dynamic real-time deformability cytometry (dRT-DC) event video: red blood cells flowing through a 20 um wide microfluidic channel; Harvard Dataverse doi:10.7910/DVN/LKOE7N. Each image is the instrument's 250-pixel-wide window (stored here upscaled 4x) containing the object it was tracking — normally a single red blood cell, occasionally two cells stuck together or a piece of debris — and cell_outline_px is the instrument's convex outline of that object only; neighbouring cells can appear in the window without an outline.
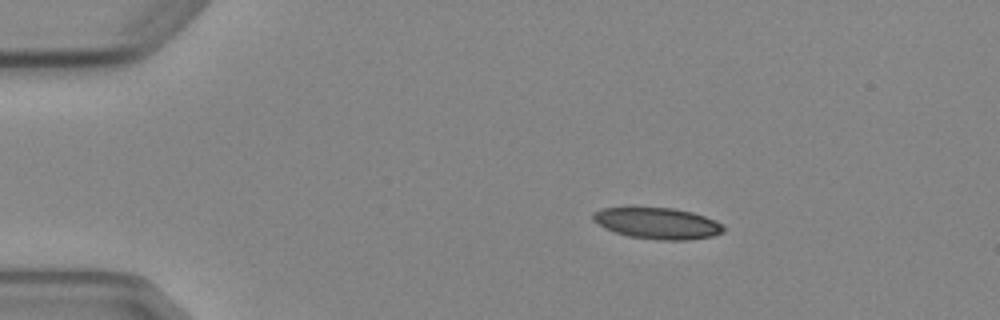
{"species": "Egyptian fruit bat (a non-hibernating species)", "species_latin": "Rousettus aegyptiacus", "temperature_condition": "cold", "stored_images_in_passage": 7, "camera_frame_rate_fps": 3000, "um_per_image_px": 0.085, "animal": {"sex": "female"}, "frame": {"image": 1, "passage_image": 1, "time_ms": 0.0, "image_size_px": [1000, 320], "cell_outline_px": [[724, 232], [712, 236], [688, 240], [660, 240], [628, 236], [604, 228], [592, 220], [592, 212], [604, 208], [628, 204], [632, 204], [672, 208], [692, 212], [704, 216], [724, 224]], "centroid_in_image_um": [55.81, 18.93], "position_along_channel_um": 29.2, "area_um2": 24.74}}
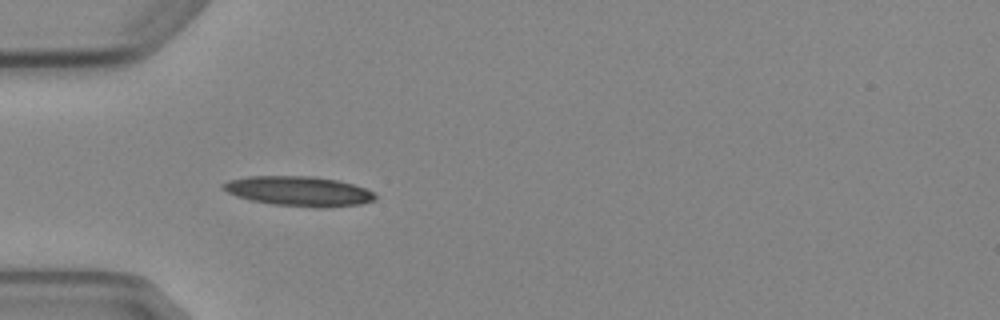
{"frame": {"image": 2, "passage_image": 3, "time_ms": 2.333, "image_size_px": [1000, 320], "cell_outline_px": [[376, 200], [360, 204], [324, 208], [316, 208], [272, 204], [252, 200], [236, 196], [220, 188], [220, 184], [228, 180], [248, 176], [312, 176], [336, 180], [352, 184], [364, 188], [372, 192], [376, 196]], "centroid_in_image_um": [25.36, 16.25], "position_along_channel_um": 59.6, "area_um2": 26.47}}
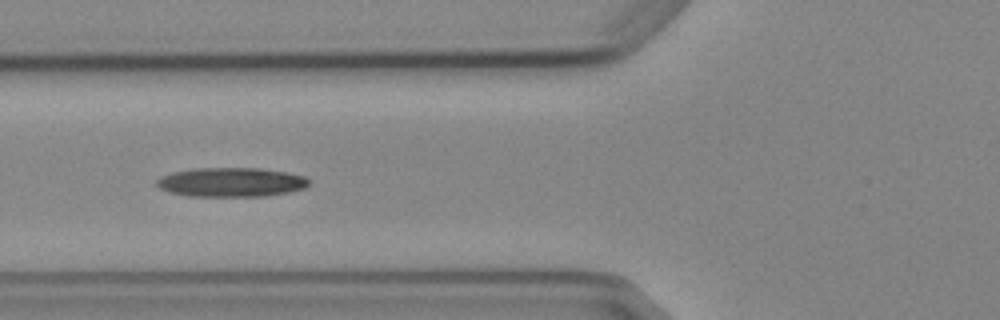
{"frame": {"image": 3, "passage_image": 4, "time_ms": 3.667, "image_size_px": [1000, 320], "cell_outline_px": [[312, 180], [304, 188], [288, 192], [264, 196], [188, 196], [172, 192], [160, 188], [156, 184], [156, 180], [160, 176], [172, 172], [196, 168], [256, 168], [284, 172], [304, 176]], "centroid_in_image_um": [19.64, 15.48], "position_along_channel_um": 106.2, "area_um2": 25.78}}